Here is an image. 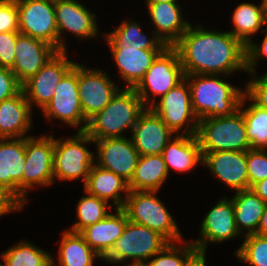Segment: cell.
<instances>
[{
    "label": "cell",
    "mask_w": 267,
    "mask_h": 266,
    "mask_svg": "<svg viewBox=\"0 0 267 266\" xmlns=\"http://www.w3.org/2000/svg\"><path fill=\"white\" fill-rule=\"evenodd\" d=\"M195 27V28H194ZM190 23L173 45L178 51L185 75H223L247 72L246 46L229 31L208 30Z\"/></svg>",
    "instance_id": "obj_1"
},
{
    "label": "cell",
    "mask_w": 267,
    "mask_h": 266,
    "mask_svg": "<svg viewBox=\"0 0 267 266\" xmlns=\"http://www.w3.org/2000/svg\"><path fill=\"white\" fill-rule=\"evenodd\" d=\"M220 75H185L190 87L192 109L198 120L230 116L239 110L244 90ZM224 80V81H223Z\"/></svg>",
    "instance_id": "obj_2"
},
{
    "label": "cell",
    "mask_w": 267,
    "mask_h": 266,
    "mask_svg": "<svg viewBox=\"0 0 267 266\" xmlns=\"http://www.w3.org/2000/svg\"><path fill=\"white\" fill-rule=\"evenodd\" d=\"M145 109L134 88L119 89L109 104L88 120L85 132L94 141L125 137L122 133L128 129L132 132L140 114Z\"/></svg>",
    "instance_id": "obj_3"
},
{
    "label": "cell",
    "mask_w": 267,
    "mask_h": 266,
    "mask_svg": "<svg viewBox=\"0 0 267 266\" xmlns=\"http://www.w3.org/2000/svg\"><path fill=\"white\" fill-rule=\"evenodd\" d=\"M196 136L201 153L217 151L245 152L251 149L246 133V123L240 109L230 116L199 120Z\"/></svg>",
    "instance_id": "obj_4"
},
{
    "label": "cell",
    "mask_w": 267,
    "mask_h": 266,
    "mask_svg": "<svg viewBox=\"0 0 267 266\" xmlns=\"http://www.w3.org/2000/svg\"><path fill=\"white\" fill-rule=\"evenodd\" d=\"M168 243L169 241L157 231L128 221L122 235L103 261L122 264L131 259L132 262L128 265H144Z\"/></svg>",
    "instance_id": "obj_5"
},
{
    "label": "cell",
    "mask_w": 267,
    "mask_h": 266,
    "mask_svg": "<svg viewBox=\"0 0 267 266\" xmlns=\"http://www.w3.org/2000/svg\"><path fill=\"white\" fill-rule=\"evenodd\" d=\"M158 191H129L125 210L128 220L157 231L169 242H181V231L163 202L156 195Z\"/></svg>",
    "instance_id": "obj_6"
},
{
    "label": "cell",
    "mask_w": 267,
    "mask_h": 266,
    "mask_svg": "<svg viewBox=\"0 0 267 266\" xmlns=\"http://www.w3.org/2000/svg\"><path fill=\"white\" fill-rule=\"evenodd\" d=\"M91 142L95 144L86 132H77L65 140L54 138V181L55 178L64 181L82 178L85 184L95 163L93 152L86 148Z\"/></svg>",
    "instance_id": "obj_7"
},
{
    "label": "cell",
    "mask_w": 267,
    "mask_h": 266,
    "mask_svg": "<svg viewBox=\"0 0 267 266\" xmlns=\"http://www.w3.org/2000/svg\"><path fill=\"white\" fill-rule=\"evenodd\" d=\"M184 78L178 51L173 46H167L153 61L144 78L134 89L145 107L150 108L156 102L154 100L157 99L156 96L161 98ZM151 93L153 98L149 97Z\"/></svg>",
    "instance_id": "obj_8"
},
{
    "label": "cell",
    "mask_w": 267,
    "mask_h": 266,
    "mask_svg": "<svg viewBox=\"0 0 267 266\" xmlns=\"http://www.w3.org/2000/svg\"><path fill=\"white\" fill-rule=\"evenodd\" d=\"M173 133L196 135L199 120L192 109L190 87L186 78L150 107ZM189 125H188V124ZM186 126V128H184Z\"/></svg>",
    "instance_id": "obj_9"
},
{
    "label": "cell",
    "mask_w": 267,
    "mask_h": 266,
    "mask_svg": "<svg viewBox=\"0 0 267 266\" xmlns=\"http://www.w3.org/2000/svg\"><path fill=\"white\" fill-rule=\"evenodd\" d=\"M25 167L23 170V203L27 193L36 185L49 186L54 182V135L25 137Z\"/></svg>",
    "instance_id": "obj_10"
},
{
    "label": "cell",
    "mask_w": 267,
    "mask_h": 266,
    "mask_svg": "<svg viewBox=\"0 0 267 266\" xmlns=\"http://www.w3.org/2000/svg\"><path fill=\"white\" fill-rule=\"evenodd\" d=\"M41 112L48 120L56 118L72 127L80 126L77 132H85L88 121L84 117L79 99L78 63L63 76L56 86L52 100Z\"/></svg>",
    "instance_id": "obj_11"
},
{
    "label": "cell",
    "mask_w": 267,
    "mask_h": 266,
    "mask_svg": "<svg viewBox=\"0 0 267 266\" xmlns=\"http://www.w3.org/2000/svg\"><path fill=\"white\" fill-rule=\"evenodd\" d=\"M20 34L46 42L59 51L54 1L16 0Z\"/></svg>",
    "instance_id": "obj_12"
},
{
    "label": "cell",
    "mask_w": 267,
    "mask_h": 266,
    "mask_svg": "<svg viewBox=\"0 0 267 266\" xmlns=\"http://www.w3.org/2000/svg\"><path fill=\"white\" fill-rule=\"evenodd\" d=\"M113 82L102 69H91L78 64L79 99L87 121L103 110L120 89Z\"/></svg>",
    "instance_id": "obj_13"
},
{
    "label": "cell",
    "mask_w": 267,
    "mask_h": 266,
    "mask_svg": "<svg viewBox=\"0 0 267 266\" xmlns=\"http://www.w3.org/2000/svg\"><path fill=\"white\" fill-rule=\"evenodd\" d=\"M75 63L68 60L67 50L58 51L22 85L31 108L35 104L42 110L52 100L57 84Z\"/></svg>",
    "instance_id": "obj_14"
},
{
    "label": "cell",
    "mask_w": 267,
    "mask_h": 266,
    "mask_svg": "<svg viewBox=\"0 0 267 266\" xmlns=\"http://www.w3.org/2000/svg\"><path fill=\"white\" fill-rule=\"evenodd\" d=\"M94 142L97 146L96 150H98L97 157H95L98 161L95 159V164L112 171L129 183L140 157L132 139L114 137L103 138Z\"/></svg>",
    "instance_id": "obj_15"
},
{
    "label": "cell",
    "mask_w": 267,
    "mask_h": 266,
    "mask_svg": "<svg viewBox=\"0 0 267 266\" xmlns=\"http://www.w3.org/2000/svg\"><path fill=\"white\" fill-rule=\"evenodd\" d=\"M56 24L59 36V51H65V39L62 32H71L80 39L94 38L98 35L96 14L77 0L54 1Z\"/></svg>",
    "instance_id": "obj_16"
},
{
    "label": "cell",
    "mask_w": 267,
    "mask_h": 266,
    "mask_svg": "<svg viewBox=\"0 0 267 266\" xmlns=\"http://www.w3.org/2000/svg\"><path fill=\"white\" fill-rule=\"evenodd\" d=\"M241 236L234 215L232 199L224 197L206 214L201 223L200 238L191 241L200 253L206 254L207 243H223Z\"/></svg>",
    "instance_id": "obj_17"
},
{
    "label": "cell",
    "mask_w": 267,
    "mask_h": 266,
    "mask_svg": "<svg viewBox=\"0 0 267 266\" xmlns=\"http://www.w3.org/2000/svg\"><path fill=\"white\" fill-rule=\"evenodd\" d=\"M173 134L151 108H146L140 114L130 137L139 155L148 156L162 154Z\"/></svg>",
    "instance_id": "obj_18"
},
{
    "label": "cell",
    "mask_w": 267,
    "mask_h": 266,
    "mask_svg": "<svg viewBox=\"0 0 267 266\" xmlns=\"http://www.w3.org/2000/svg\"><path fill=\"white\" fill-rule=\"evenodd\" d=\"M57 52L53 46L46 42L19 34L15 44L14 64L11 71L18 82L23 85Z\"/></svg>",
    "instance_id": "obj_19"
},
{
    "label": "cell",
    "mask_w": 267,
    "mask_h": 266,
    "mask_svg": "<svg viewBox=\"0 0 267 266\" xmlns=\"http://www.w3.org/2000/svg\"><path fill=\"white\" fill-rule=\"evenodd\" d=\"M202 156V164L228 188L235 191L248 189L246 151L208 152L202 153Z\"/></svg>",
    "instance_id": "obj_20"
},
{
    "label": "cell",
    "mask_w": 267,
    "mask_h": 266,
    "mask_svg": "<svg viewBox=\"0 0 267 266\" xmlns=\"http://www.w3.org/2000/svg\"><path fill=\"white\" fill-rule=\"evenodd\" d=\"M25 160V136L0 139V185L12 191L22 202Z\"/></svg>",
    "instance_id": "obj_21"
},
{
    "label": "cell",
    "mask_w": 267,
    "mask_h": 266,
    "mask_svg": "<svg viewBox=\"0 0 267 266\" xmlns=\"http://www.w3.org/2000/svg\"><path fill=\"white\" fill-rule=\"evenodd\" d=\"M115 210V214L109 213L103 220L88 225L79 232L102 260L114 247L129 221L123 208H115Z\"/></svg>",
    "instance_id": "obj_22"
},
{
    "label": "cell",
    "mask_w": 267,
    "mask_h": 266,
    "mask_svg": "<svg viewBox=\"0 0 267 266\" xmlns=\"http://www.w3.org/2000/svg\"><path fill=\"white\" fill-rule=\"evenodd\" d=\"M146 4L156 29L153 33L167 46H173L190 25L189 21L183 19L180 4L177 2H146Z\"/></svg>",
    "instance_id": "obj_23"
},
{
    "label": "cell",
    "mask_w": 267,
    "mask_h": 266,
    "mask_svg": "<svg viewBox=\"0 0 267 266\" xmlns=\"http://www.w3.org/2000/svg\"><path fill=\"white\" fill-rule=\"evenodd\" d=\"M31 105L21 90L15 96L0 102V139L23 138L31 129Z\"/></svg>",
    "instance_id": "obj_24"
},
{
    "label": "cell",
    "mask_w": 267,
    "mask_h": 266,
    "mask_svg": "<svg viewBox=\"0 0 267 266\" xmlns=\"http://www.w3.org/2000/svg\"><path fill=\"white\" fill-rule=\"evenodd\" d=\"M122 80L127 88H135L163 50H144L131 47H109Z\"/></svg>",
    "instance_id": "obj_25"
},
{
    "label": "cell",
    "mask_w": 267,
    "mask_h": 266,
    "mask_svg": "<svg viewBox=\"0 0 267 266\" xmlns=\"http://www.w3.org/2000/svg\"><path fill=\"white\" fill-rule=\"evenodd\" d=\"M84 190L86 193L101 198L106 202L112 200L113 206L116 208L124 207L127 195L130 191L127 181L95 163L84 184ZM122 192L125 193L124 197H122Z\"/></svg>",
    "instance_id": "obj_26"
},
{
    "label": "cell",
    "mask_w": 267,
    "mask_h": 266,
    "mask_svg": "<svg viewBox=\"0 0 267 266\" xmlns=\"http://www.w3.org/2000/svg\"><path fill=\"white\" fill-rule=\"evenodd\" d=\"M168 173L170 169L177 172L191 171L203 162L200 144L196 135L173 136L162 152Z\"/></svg>",
    "instance_id": "obj_27"
},
{
    "label": "cell",
    "mask_w": 267,
    "mask_h": 266,
    "mask_svg": "<svg viewBox=\"0 0 267 266\" xmlns=\"http://www.w3.org/2000/svg\"><path fill=\"white\" fill-rule=\"evenodd\" d=\"M168 173L162 154L140 156L128 187L130 191H158Z\"/></svg>",
    "instance_id": "obj_28"
},
{
    "label": "cell",
    "mask_w": 267,
    "mask_h": 266,
    "mask_svg": "<svg viewBox=\"0 0 267 266\" xmlns=\"http://www.w3.org/2000/svg\"><path fill=\"white\" fill-rule=\"evenodd\" d=\"M123 21L115 30H111L105 34L106 43L109 47H131L144 50H164L167 45L152 34V38H148L142 32V28L137 21Z\"/></svg>",
    "instance_id": "obj_29"
},
{
    "label": "cell",
    "mask_w": 267,
    "mask_h": 266,
    "mask_svg": "<svg viewBox=\"0 0 267 266\" xmlns=\"http://www.w3.org/2000/svg\"><path fill=\"white\" fill-rule=\"evenodd\" d=\"M234 205L235 222L239 233L244 236L255 234L264 213L265 202L251 189L235 191L231 198ZM246 230L247 233L245 234Z\"/></svg>",
    "instance_id": "obj_30"
},
{
    "label": "cell",
    "mask_w": 267,
    "mask_h": 266,
    "mask_svg": "<svg viewBox=\"0 0 267 266\" xmlns=\"http://www.w3.org/2000/svg\"><path fill=\"white\" fill-rule=\"evenodd\" d=\"M58 249L59 266H93L97 258L102 259L79 232L64 231Z\"/></svg>",
    "instance_id": "obj_31"
},
{
    "label": "cell",
    "mask_w": 267,
    "mask_h": 266,
    "mask_svg": "<svg viewBox=\"0 0 267 266\" xmlns=\"http://www.w3.org/2000/svg\"><path fill=\"white\" fill-rule=\"evenodd\" d=\"M233 29L229 32L239 39L245 46L251 42V36L259 30L264 31L263 9L261 5L243 2L239 4L232 14Z\"/></svg>",
    "instance_id": "obj_32"
},
{
    "label": "cell",
    "mask_w": 267,
    "mask_h": 266,
    "mask_svg": "<svg viewBox=\"0 0 267 266\" xmlns=\"http://www.w3.org/2000/svg\"><path fill=\"white\" fill-rule=\"evenodd\" d=\"M247 96L244 94L239 106L246 123V133L251 149L267 150V110L253 102L243 108Z\"/></svg>",
    "instance_id": "obj_33"
},
{
    "label": "cell",
    "mask_w": 267,
    "mask_h": 266,
    "mask_svg": "<svg viewBox=\"0 0 267 266\" xmlns=\"http://www.w3.org/2000/svg\"><path fill=\"white\" fill-rule=\"evenodd\" d=\"M5 266H47L52 255L33 243L22 240L0 255Z\"/></svg>",
    "instance_id": "obj_34"
},
{
    "label": "cell",
    "mask_w": 267,
    "mask_h": 266,
    "mask_svg": "<svg viewBox=\"0 0 267 266\" xmlns=\"http://www.w3.org/2000/svg\"><path fill=\"white\" fill-rule=\"evenodd\" d=\"M85 195L81 197L77 204L76 214L78 221L74 223L72 229L69 231L80 232L88 225L95 224L103 220L109 213L107 212L108 207L111 208L108 202L98 198L94 195L85 192Z\"/></svg>",
    "instance_id": "obj_35"
},
{
    "label": "cell",
    "mask_w": 267,
    "mask_h": 266,
    "mask_svg": "<svg viewBox=\"0 0 267 266\" xmlns=\"http://www.w3.org/2000/svg\"><path fill=\"white\" fill-rule=\"evenodd\" d=\"M177 242H169L161 251L155 254L145 266H185L198 252L192 242H183V246L177 247Z\"/></svg>",
    "instance_id": "obj_36"
},
{
    "label": "cell",
    "mask_w": 267,
    "mask_h": 266,
    "mask_svg": "<svg viewBox=\"0 0 267 266\" xmlns=\"http://www.w3.org/2000/svg\"><path fill=\"white\" fill-rule=\"evenodd\" d=\"M234 254L250 266H267V236L250 234Z\"/></svg>",
    "instance_id": "obj_37"
},
{
    "label": "cell",
    "mask_w": 267,
    "mask_h": 266,
    "mask_svg": "<svg viewBox=\"0 0 267 266\" xmlns=\"http://www.w3.org/2000/svg\"><path fill=\"white\" fill-rule=\"evenodd\" d=\"M248 168V189L267 178V150L249 149L246 151Z\"/></svg>",
    "instance_id": "obj_38"
},
{
    "label": "cell",
    "mask_w": 267,
    "mask_h": 266,
    "mask_svg": "<svg viewBox=\"0 0 267 266\" xmlns=\"http://www.w3.org/2000/svg\"><path fill=\"white\" fill-rule=\"evenodd\" d=\"M250 75L256 78L254 77L253 80L246 83L244 94L254 104L267 110V77L263 74L261 77H258L257 74Z\"/></svg>",
    "instance_id": "obj_39"
},
{
    "label": "cell",
    "mask_w": 267,
    "mask_h": 266,
    "mask_svg": "<svg viewBox=\"0 0 267 266\" xmlns=\"http://www.w3.org/2000/svg\"><path fill=\"white\" fill-rule=\"evenodd\" d=\"M0 32H19L16 0H0Z\"/></svg>",
    "instance_id": "obj_40"
},
{
    "label": "cell",
    "mask_w": 267,
    "mask_h": 266,
    "mask_svg": "<svg viewBox=\"0 0 267 266\" xmlns=\"http://www.w3.org/2000/svg\"><path fill=\"white\" fill-rule=\"evenodd\" d=\"M20 32H0V66L12 69L15 56V44Z\"/></svg>",
    "instance_id": "obj_41"
},
{
    "label": "cell",
    "mask_w": 267,
    "mask_h": 266,
    "mask_svg": "<svg viewBox=\"0 0 267 266\" xmlns=\"http://www.w3.org/2000/svg\"><path fill=\"white\" fill-rule=\"evenodd\" d=\"M21 90L22 85L11 69L0 66V102L15 96Z\"/></svg>",
    "instance_id": "obj_42"
},
{
    "label": "cell",
    "mask_w": 267,
    "mask_h": 266,
    "mask_svg": "<svg viewBox=\"0 0 267 266\" xmlns=\"http://www.w3.org/2000/svg\"><path fill=\"white\" fill-rule=\"evenodd\" d=\"M260 43L259 45L251 40L246 46V68L248 74H256L255 65L257 64L256 62H258L257 60L261 57H267V32Z\"/></svg>",
    "instance_id": "obj_43"
},
{
    "label": "cell",
    "mask_w": 267,
    "mask_h": 266,
    "mask_svg": "<svg viewBox=\"0 0 267 266\" xmlns=\"http://www.w3.org/2000/svg\"><path fill=\"white\" fill-rule=\"evenodd\" d=\"M25 204L9 189L0 185V217L19 211Z\"/></svg>",
    "instance_id": "obj_44"
},
{
    "label": "cell",
    "mask_w": 267,
    "mask_h": 266,
    "mask_svg": "<svg viewBox=\"0 0 267 266\" xmlns=\"http://www.w3.org/2000/svg\"><path fill=\"white\" fill-rule=\"evenodd\" d=\"M261 200L267 203V178L255 183L250 188Z\"/></svg>",
    "instance_id": "obj_45"
},
{
    "label": "cell",
    "mask_w": 267,
    "mask_h": 266,
    "mask_svg": "<svg viewBox=\"0 0 267 266\" xmlns=\"http://www.w3.org/2000/svg\"><path fill=\"white\" fill-rule=\"evenodd\" d=\"M255 234L261 235V236H267V203H265L264 213L262 214L260 218L259 227Z\"/></svg>",
    "instance_id": "obj_46"
},
{
    "label": "cell",
    "mask_w": 267,
    "mask_h": 266,
    "mask_svg": "<svg viewBox=\"0 0 267 266\" xmlns=\"http://www.w3.org/2000/svg\"><path fill=\"white\" fill-rule=\"evenodd\" d=\"M206 254L197 252L185 266H206Z\"/></svg>",
    "instance_id": "obj_47"
},
{
    "label": "cell",
    "mask_w": 267,
    "mask_h": 266,
    "mask_svg": "<svg viewBox=\"0 0 267 266\" xmlns=\"http://www.w3.org/2000/svg\"><path fill=\"white\" fill-rule=\"evenodd\" d=\"M263 25H265V27L267 26V9L263 10ZM263 30L266 31L267 27L265 29H263Z\"/></svg>",
    "instance_id": "obj_48"
},
{
    "label": "cell",
    "mask_w": 267,
    "mask_h": 266,
    "mask_svg": "<svg viewBox=\"0 0 267 266\" xmlns=\"http://www.w3.org/2000/svg\"><path fill=\"white\" fill-rule=\"evenodd\" d=\"M145 2H177V0H146Z\"/></svg>",
    "instance_id": "obj_49"
},
{
    "label": "cell",
    "mask_w": 267,
    "mask_h": 266,
    "mask_svg": "<svg viewBox=\"0 0 267 266\" xmlns=\"http://www.w3.org/2000/svg\"><path fill=\"white\" fill-rule=\"evenodd\" d=\"M260 5L262 6V9H267V0H261Z\"/></svg>",
    "instance_id": "obj_50"
},
{
    "label": "cell",
    "mask_w": 267,
    "mask_h": 266,
    "mask_svg": "<svg viewBox=\"0 0 267 266\" xmlns=\"http://www.w3.org/2000/svg\"><path fill=\"white\" fill-rule=\"evenodd\" d=\"M55 263H56V261H55L54 257H52V260L47 264V266H59Z\"/></svg>",
    "instance_id": "obj_51"
},
{
    "label": "cell",
    "mask_w": 267,
    "mask_h": 266,
    "mask_svg": "<svg viewBox=\"0 0 267 266\" xmlns=\"http://www.w3.org/2000/svg\"><path fill=\"white\" fill-rule=\"evenodd\" d=\"M126 266H145V265H126Z\"/></svg>",
    "instance_id": "obj_52"
}]
</instances>
